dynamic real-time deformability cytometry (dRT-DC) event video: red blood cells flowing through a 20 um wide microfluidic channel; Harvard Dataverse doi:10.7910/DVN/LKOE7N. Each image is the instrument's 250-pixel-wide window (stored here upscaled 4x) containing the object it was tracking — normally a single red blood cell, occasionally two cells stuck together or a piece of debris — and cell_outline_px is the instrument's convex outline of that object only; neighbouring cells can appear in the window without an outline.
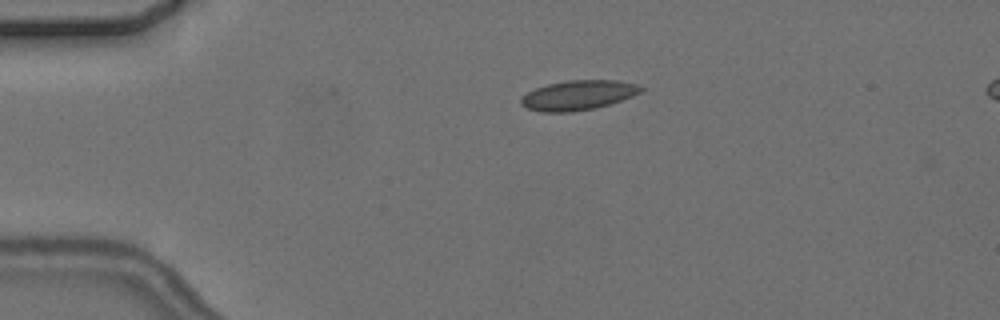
{"species": "common noctule bat (a hibernating species)", "species_latin": "Nyctalus noctula", "temperature_condition": "cold", "stored_images_in_passage": 4, "camera_frame_rate_fps": 3000, "um_per_image_px": 0.085, "animal": {"sex": "female", "body_mass_g": 24.6, "forearm_length_mm": 56.2}, "frame": {"image": 1, "passage_image": 2, "time_ms": 1.333, "image_size_px": [1000, 320], "cell_outline_px": [[644, 88], [640, 92], [632, 96], [596, 108], [572, 112], [540, 112], [528, 108], [520, 104], [520, 100], [528, 92], [536, 88], [548, 84], [568, 80], [616, 80], [636, 84]], "centroid_in_image_um": [49.13, 8.09], "position_along_channel_um": 35.9, "area_um2": 20.58}}